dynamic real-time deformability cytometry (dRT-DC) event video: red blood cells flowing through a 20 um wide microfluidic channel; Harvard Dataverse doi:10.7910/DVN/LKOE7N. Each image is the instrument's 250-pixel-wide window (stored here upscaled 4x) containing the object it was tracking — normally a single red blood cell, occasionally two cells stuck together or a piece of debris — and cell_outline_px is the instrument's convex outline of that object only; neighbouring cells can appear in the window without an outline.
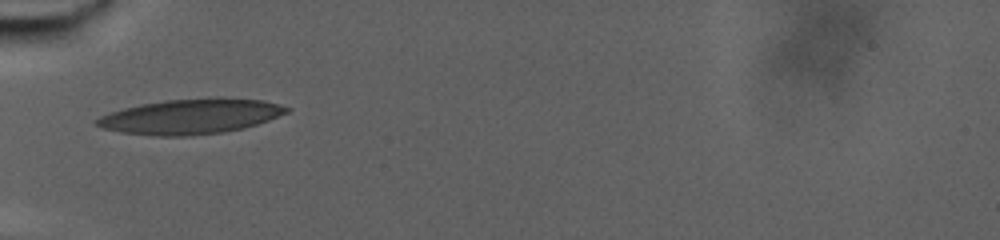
{"species": "human", "species_latin": "Homo sapiens", "temperature_condition": "warm", "stored_images_in_passage": 50, "camera_frame_rate_fps": 3000, "um_per_image_px": 0.085, "donor": {"sex": "male"}, "frame": {"image": 1, "passage_image": 1, "time_ms": 0.0, "image_size_px": [1000, 240], "cell_outline_px": [[292, 108], [288, 112], [268, 120], [244, 128], [220, 132], [184, 136], [156, 136], [120, 132], [104, 128], [96, 124], [96, 120], [100, 116], [124, 108], [140, 104], [164, 100], [216, 96], [220, 96], [264, 100]], "centroid_in_image_um": [16.25, 9.87], "position_along_channel_um": 68.7, "area_um2": 38.96}}
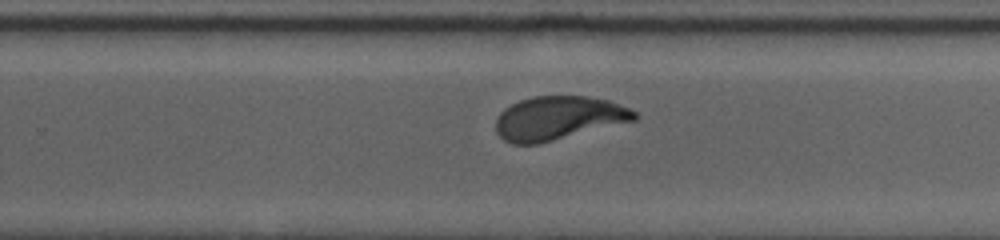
{"frame": {"image": 2, "passage_image": 25, "time_ms": 8.0, "image_size_px": [1000, 240], "cell_outline_px": [[640, 116], [636, 120], [540, 144], [512, 144], [504, 140], [496, 132], [496, 120], [500, 112], [504, 108], [520, 100], [532, 96], [588, 96], [608, 100], [628, 108], [636, 112]], "centroid_in_image_um": [47.46, 10.04], "position_along_channel_um": 282.3, "area_um2": 35.43}}
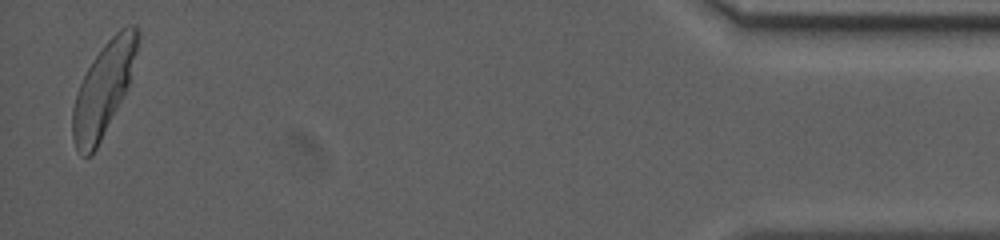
{"frame": {"image": 3, "passage_image": 49, "time_ms": 16.0, "image_size_px": [1000, 240], "cell_outline_px": [[140, 40], [128, 84], [92, 156], [84, 156], [76, 152], [72, 136], [72, 108], [76, 92], [92, 60], [104, 44], [120, 28], [128, 24], [136, 24], [140, 28]], "centroid_in_image_um": [8.78, 7.52], "position_along_channel_um": 426.4, "area_um2": 34.68}, "authors_computed_cell_mechanics": {"area_um2": 35.6048, "velocity_mm_per_s": 2.7221, "shape_relaxation_time_tau1_ms": 5.3839, "shape_relaxation_time_tau2_ms": 1.354, "deformation_change_tau1": 0.2028, "deformation_change_tau2": 0.0664}}